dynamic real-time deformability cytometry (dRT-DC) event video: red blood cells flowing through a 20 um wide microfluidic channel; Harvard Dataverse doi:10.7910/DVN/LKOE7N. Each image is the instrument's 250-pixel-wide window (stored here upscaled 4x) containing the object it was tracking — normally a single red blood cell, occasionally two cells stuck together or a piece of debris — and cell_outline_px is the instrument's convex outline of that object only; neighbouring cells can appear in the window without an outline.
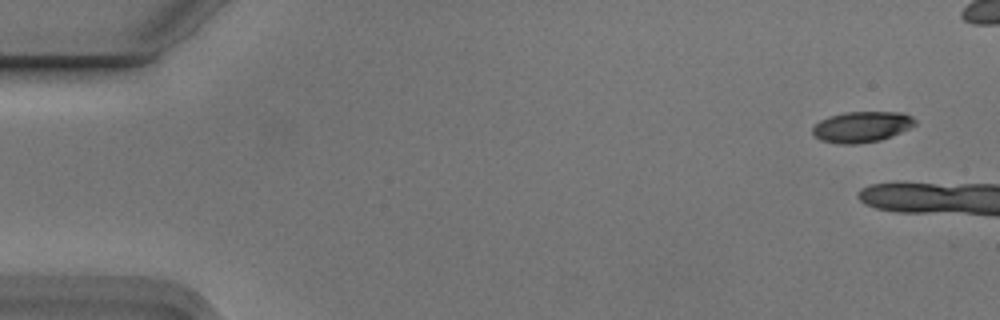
{"species": "Egyptian fruit bat (a non-hibernating species)", "species_latin": "Rousettus aegyptiacus", "temperature_condition": "cold", "stored_images_in_passage": 8, "camera_frame_rate_fps": 3000, "um_per_image_px": 0.085, "animal": {"sex": "male"}, "frame": {"image": 1, "passage_image": 1, "time_ms": 0.0, "image_size_px": [1000, 320], "cell_outline_px": [[916, 124], [892, 136], [880, 140], [856, 144], [840, 144], [820, 140], [812, 132], [812, 128], [820, 120], [828, 116], [844, 112], [904, 112], [912, 116], [916, 120]], "centroid_in_image_um": [73.25, 10.77], "position_along_channel_um": 11.8, "area_um2": 18.44}}